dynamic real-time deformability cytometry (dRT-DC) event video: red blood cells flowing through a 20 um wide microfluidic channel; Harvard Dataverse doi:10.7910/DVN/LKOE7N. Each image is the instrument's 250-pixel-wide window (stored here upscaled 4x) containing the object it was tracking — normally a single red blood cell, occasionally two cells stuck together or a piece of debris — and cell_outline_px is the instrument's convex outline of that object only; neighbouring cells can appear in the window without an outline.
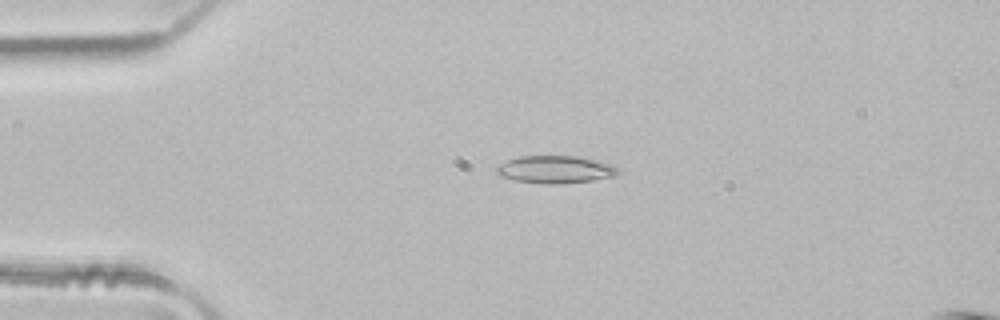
{"species": "common noctule bat (a hibernating species)", "species_latin": "Nyctalus noctula", "temperature_condition": "room temperature", "stored_images_in_passage": 3, "camera_frame_rate_fps": 3000, "um_per_image_px": 0.085, "animal": {"sex": "male", "body_mass_g": 21.5, "forearm_length_mm": 52.0}, "frame": {"image": 1, "passage_image": 2, "time_ms": 0.333, "image_size_px": [1000, 320], "cell_outline_px": [[620, 172], [612, 176], [592, 180], [560, 184], [548, 184], [516, 180], [500, 176], [496, 172], [496, 168], [500, 164], [508, 160], [520, 156], [580, 156], [612, 164], [620, 168]], "centroid_in_image_um": [47.23, 14.4], "position_along_channel_um": 37.8, "area_um2": 19.42}}
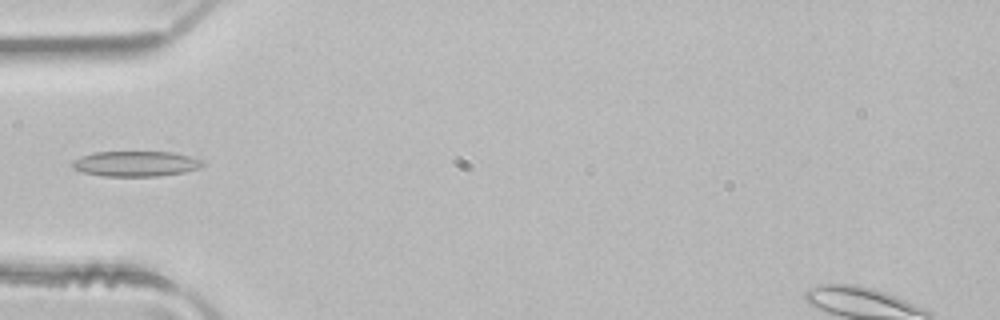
{"frame": {"image": 2, "passage_image": 3, "time_ms": 0.667, "image_size_px": [1000, 320], "cell_outline_px": [[204, 164], [200, 168], [184, 172], [156, 176], [104, 176], [84, 172], [76, 168], [72, 164], [72, 160], [80, 156], [92, 152], [172, 152], [192, 156], [204, 160]], "centroid_in_image_um": [11.58, 13.9], "position_along_channel_um": 73.4, "area_um2": 19.25}}